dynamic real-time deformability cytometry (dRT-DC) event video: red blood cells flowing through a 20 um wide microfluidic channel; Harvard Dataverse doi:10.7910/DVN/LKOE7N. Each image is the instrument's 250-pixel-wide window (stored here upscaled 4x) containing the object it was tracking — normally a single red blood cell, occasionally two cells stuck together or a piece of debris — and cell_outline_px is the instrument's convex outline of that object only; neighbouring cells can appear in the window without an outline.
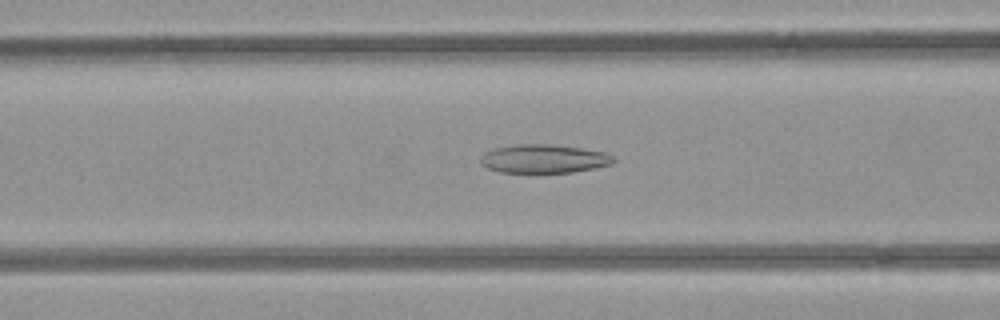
{"species": "common noctule bat (a hibernating species)", "species_latin": "Nyctalus noctula", "temperature_condition": "room temperature", "stored_images_in_passage": 29, "camera_frame_rate_fps": 3000, "um_per_image_px": 0.085, "animal": {"sex": "female", "body_mass_g": 21.9}, "frame": {"image": 1, "passage_image": 9, "time_ms": 2.667, "image_size_px": [1000, 320], "cell_outline_px": [[616, 160], [612, 164], [572, 172], [500, 172], [488, 168], [480, 164], [480, 156], [484, 152], [496, 148], [516, 144], [552, 144], [580, 148], [604, 152], [612, 156]], "centroid_in_image_um": [46.19, 13.49], "position_along_channel_um": 120.4, "area_um2": 22.02}}
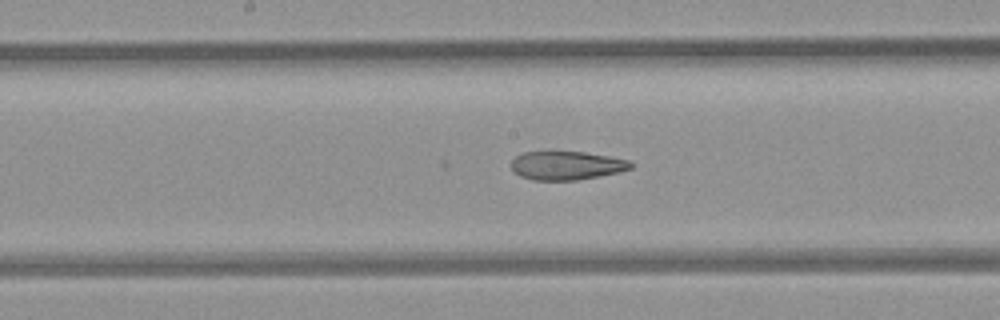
{"frame": {"image": 2, "passage_image": 15, "time_ms": 4.667, "image_size_px": [1000, 320], "cell_outline_px": [[632, 168], [620, 172], [576, 180], [532, 180], [520, 176], [512, 172], [512, 160], [520, 152], [584, 152], [608, 156], [628, 160], [632, 164]], "centroid_in_image_um": [48.13, 14.07], "position_along_channel_um": 200.1, "area_um2": 19.88}}
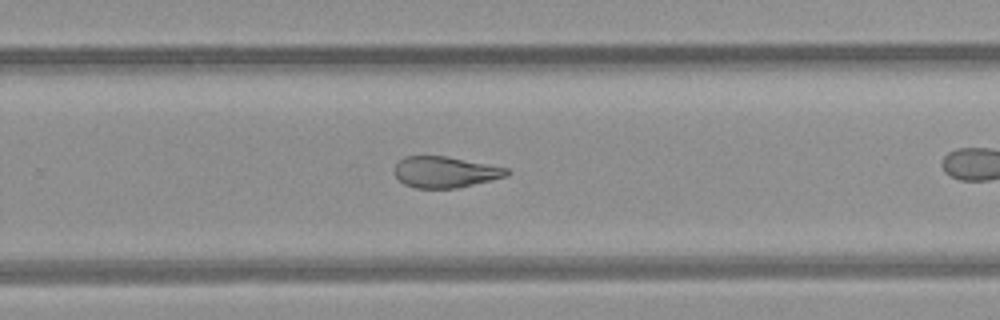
{"frame": {"image": 3, "passage_image": 22, "time_ms": 7.0, "image_size_px": [1000, 320], "cell_outline_px": [[512, 172], [508, 176], [456, 188], [416, 188], [404, 184], [392, 172], [396, 164], [404, 156], [448, 156], [508, 168]], "centroid_in_image_um": [37.84, 14.62], "position_along_channel_um": 292.0, "area_um2": 20.46}}